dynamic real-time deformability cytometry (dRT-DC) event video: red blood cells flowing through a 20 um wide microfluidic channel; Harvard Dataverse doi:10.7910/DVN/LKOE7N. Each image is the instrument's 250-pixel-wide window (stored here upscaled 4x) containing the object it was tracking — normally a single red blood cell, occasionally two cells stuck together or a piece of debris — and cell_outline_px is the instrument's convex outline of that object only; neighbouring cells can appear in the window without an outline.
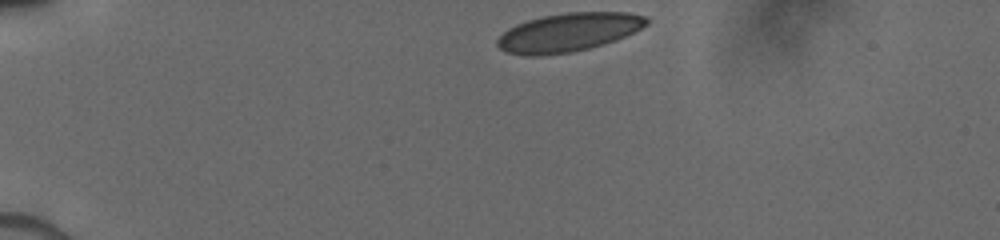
{"species": "human", "species_latin": "Homo sapiens", "temperature_condition": "cold", "stored_images_in_passage": 16, "camera_frame_rate_fps": 3000, "um_per_image_px": 0.085, "donor": {"sex": "male"}, "frame": {"image": 1, "passage_image": 1, "time_ms": 0.0, "image_size_px": [1000, 240], "cell_outline_px": [[648, 24], [624, 36], [588, 48], [568, 52], [536, 56], [528, 56], [508, 52], [500, 48], [496, 44], [496, 40], [508, 28], [516, 24], [528, 20], [544, 16], [568, 12], [628, 12], [648, 16]], "centroid_in_image_um": [48.3, 2.73], "position_along_channel_um": 36.7, "area_um2": 33.0}}
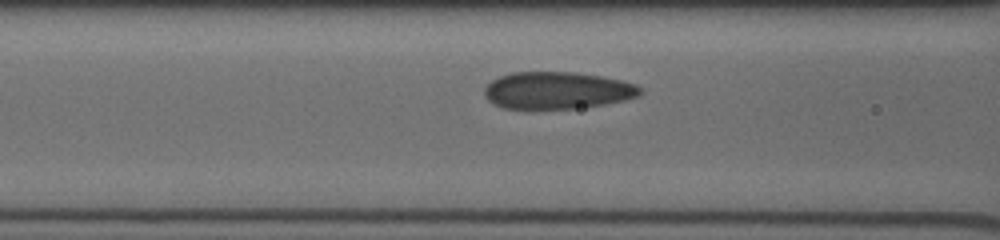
{"frame": {"image": 2, "passage_image": 10, "time_ms": 3.667, "image_size_px": [1000, 240], "cell_outline_px": [[644, 92], [640, 96], [624, 100], [604, 104], [576, 108], [528, 112], [504, 108], [488, 100], [484, 96], [484, 88], [492, 80], [500, 76], [512, 72], [576, 72], [600, 76], [620, 80], [636, 84]], "centroid_in_image_um": [47.33, 7.72], "position_along_channel_um": 119.3, "area_um2": 34.56}}
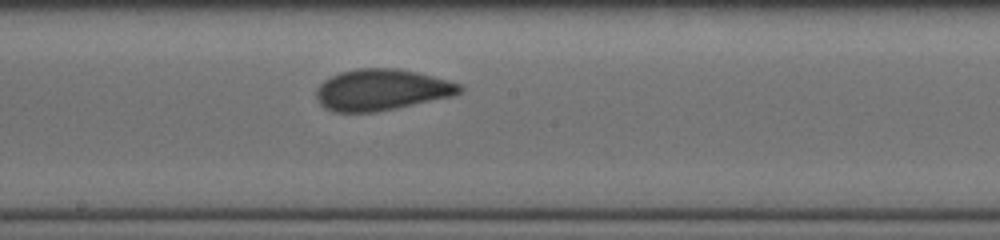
{"frame": {"image": 3, "passage_image": 16, "time_ms": 6.0, "image_size_px": [1000, 240], "cell_outline_px": [[464, 88], [460, 92], [452, 96], [396, 108], [376, 112], [332, 112], [324, 108], [316, 100], [316, 88], [324, 80], [340, 72], [356, 68], [396, 68], [416, 72], [464, 84]], "centroid_in_image_um": [32.41, 7.63], "position_along_channel_um": 215.8, "area_um2": 34.62}}